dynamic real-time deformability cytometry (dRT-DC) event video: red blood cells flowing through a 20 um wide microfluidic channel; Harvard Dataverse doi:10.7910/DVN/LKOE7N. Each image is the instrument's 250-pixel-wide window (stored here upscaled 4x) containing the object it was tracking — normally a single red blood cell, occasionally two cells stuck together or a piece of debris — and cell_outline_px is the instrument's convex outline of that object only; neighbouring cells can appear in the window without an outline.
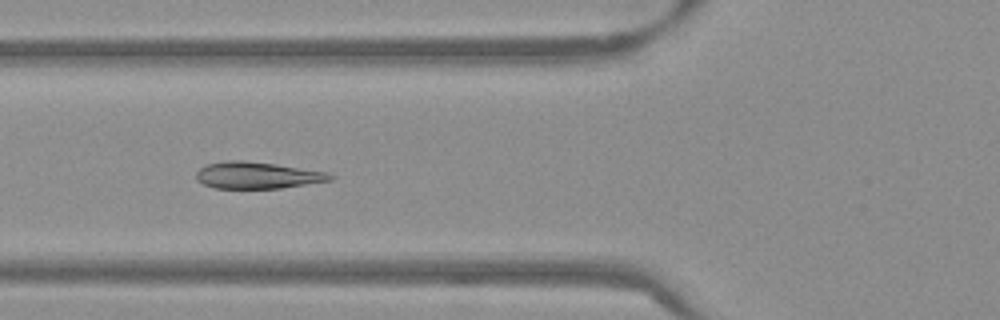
{"species": "Egyptian fruit bat (a non-hibernating species)", "species_latin": "Rousettus aegyptiacus", "temperature_condition": "warm", "stored_images_in_passage": 52, "camera_frame_rate_fps": 3000, "um_per_image_px": 0.085, "frame": {"image": 1, "passage_image": 19, "time_ms": 6.0, "image_size_px": [1000, 320], "cell_outline_px": [[336, 176], [332, 180], [280, 188], [212, 188], [196, 180], [196, 172], [204, 164], [228, 160], [244, 160], [328, 172]], "centroid_in_image_um": [21.83, 14.9], "position_along_channel_um": 104.0, "area_um2": 20.81}}
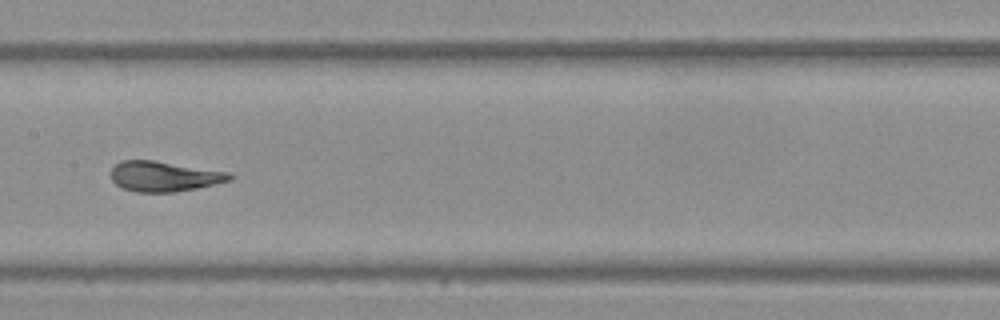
{"frame": {"image": 2, "passage_image": 26, "time_ms": 8.333, "image_size_px": [1000, 320], "cell_outline_px": [[236, 176], [232, 180], [216, 184], [176, 192], [136, 192], [124, 188], [116, 184], [112, 180], [112, 168], [120, 160], [152, 160], [228, 172]], "centroid_in_image_um": [13.98, 14.99], "position_along_channel_um": 193.4, "area_um2": 20.81}}
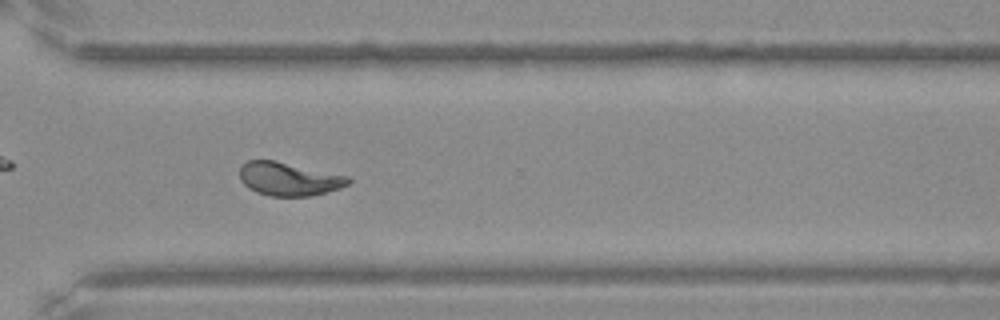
{"frame": {"image": 3, "passage_image": 38, "time_ms": 12.333, "image_size_px": [1000, 320], "cell_outline_px": [[352, 180], [348, 184], [340, 188], [312, 196], [268, 196], [256, 192], [248, 188], [240, 180], [240, 168], [248, 160], [272, 160], [348, 176]], "centroid_in_image_um": [24.54, 15.22], "position_along_channel_um": 346.1, "area_um2": 20.98}, "authors_computed_cell_mechanics": {"area_um2": 21.5305, "velocity_mm_per_s": 3.8195, "shape_relaxation_time_tau1_ms": 3.8473, "shape_relaxation_time_tau2_ms": null, "deformation_change_tau1": 0.155, "deformation_change_tau2": null}}